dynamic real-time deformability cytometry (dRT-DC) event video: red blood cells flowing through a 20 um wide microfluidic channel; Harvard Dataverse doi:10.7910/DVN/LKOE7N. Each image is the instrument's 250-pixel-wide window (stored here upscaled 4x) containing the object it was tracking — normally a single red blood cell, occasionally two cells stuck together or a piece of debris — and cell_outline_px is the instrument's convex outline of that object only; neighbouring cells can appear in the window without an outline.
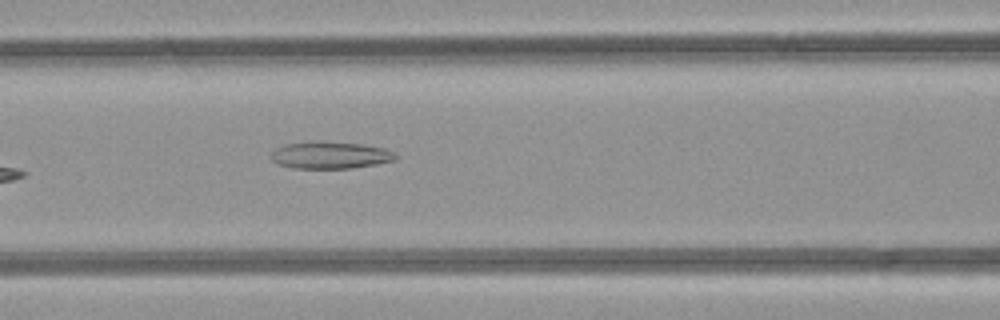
{"species": "common noctule bat (a hibernating species)", "species_latin": "Nyctalus noctula", "temperature_condition": "room temperature", "stored_images_in_passage": 29, "camera_frame_rate_fps": 3000, "um_per_image_px": 0.085, "animal": {"sex": "female", "body_mass_g": 21.9}, "frame": {"image": 1, "passage_image": 7, "time_ms": 2.0, "image_size_px": [1000, 320], "cell_outline_px": [[396, 160], [376, 164], [352, 168], [292, 168], [276, 164], [268, 156], [276, 148], [284, 144], [316, 140], [360, 144], [384, 148], [392, 152], [396, 156]], "centroid_in_image_um": [28.0, 13.18], "position_along_channel_um": 138.6, "area_um2": 19.83}}
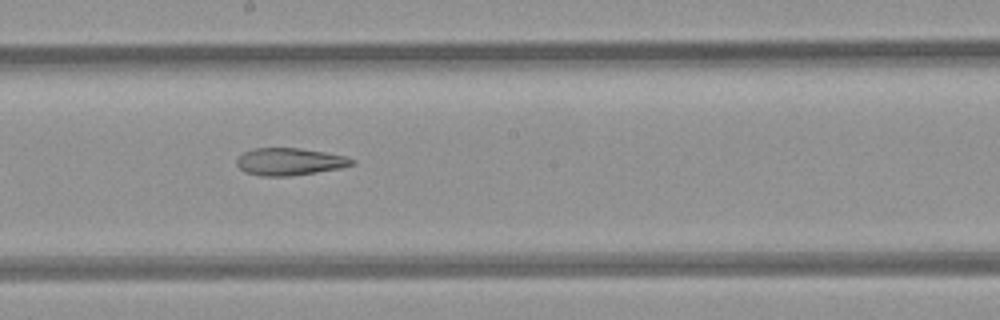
{"frame": {"image": 2, "passage_image": 13, "time_ms": 4.0, "image_size_px": [1000, 320], "cell_outline_px": [[356, 164], [340, 168], [316, 172], [288, 176], [260, 176], [244, 172], [236, 164], [236, 160], [244, 152], [252, 148], [300, 148], [324, 152], [344, 156], [356, 160]], "centroid_in_image_um": [24.61, 13.74], "position_along_channel_um": 223.6, "area_um2": 18.32}}
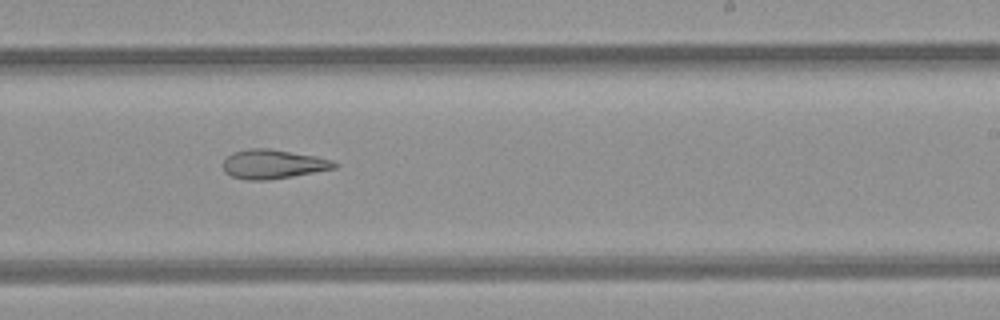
{"frame": {"image": 3, "passage_image": 16, "time_ms": 5.0, "image_size_px": [1000, 320], "cell_outline_px": [[340, 164], [336, 168], [292, 176], [268, 180], [244, 180], [232, 176], [224, 172], [220, 164], [232, 152], [248, 148], [268, 148], [316, 156], [332, 160]], "centroid_in_image_um": [23.17, 13.95], "position_along_channel_um": 265.8, "area_um2": 19.13}, "authors_computed_cell_mechanics": {"area_um2": 19.8254, "velocity_mm_per_s": 4.2456, "shape_relaxation_time_tau1_ms": null, "shape_relaxation_time_tau2_ms": 10.9429, "deformation_change_tau1": null, "deformation_change_tau2": 0.2801}}